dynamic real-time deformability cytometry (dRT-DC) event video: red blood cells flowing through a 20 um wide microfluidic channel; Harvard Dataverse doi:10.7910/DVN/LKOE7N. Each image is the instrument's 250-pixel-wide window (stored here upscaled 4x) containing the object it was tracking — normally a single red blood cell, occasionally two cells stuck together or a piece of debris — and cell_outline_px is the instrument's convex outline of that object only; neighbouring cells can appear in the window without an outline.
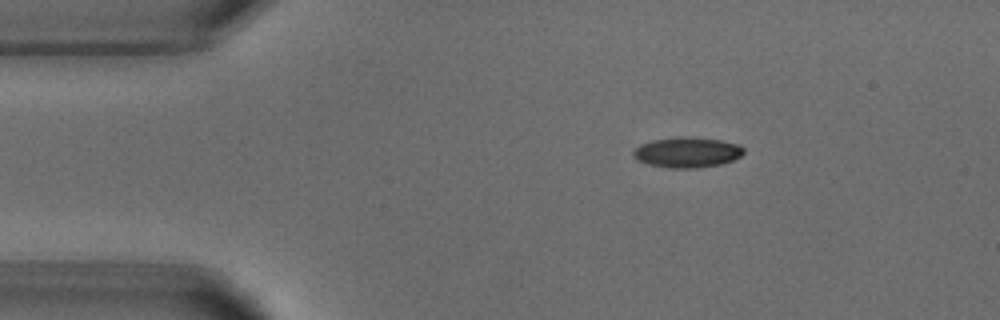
{"species": "common noctule bat (a hibernating species)", "species_latin": "Nyctalus noctula", "temperature_condition": "warm", "stored_images_in_passage": 5, "camera_frame_rate_fps": 3000, "um_per_image_px": 0.085, "animal": {"sex": "male", "body_mass_g": 18.8}, "frame": {"image": 1, "passage_image": 1, "time_ms": 0.0, "image_size_px": [1000, 320], "cell_outline_px": [[744, 152], [740, 156], [732, 160], [720, 164], [696, 168], [672, 168], [648, 164], [636, 160], [632, 156], [632, 152], [640, 144], [652, 140], [676, 136], [684, 136], [720, 140], [740, 144], [744, 148]], "centroid_in_image_um": [58.38, 12.94], "position_along_channel_um": 26.6, "area_um2": 19.65}}
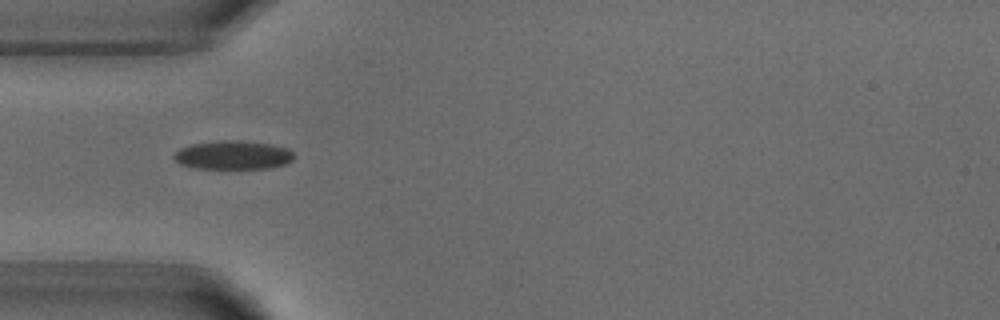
{"frame": {"image": 2, "passage_image": 3, "time_ms": 2.333, "image_size_px": [1000, 320], "cell_outline_px": [[296, 156], [292, 160], [284, 164], [268, 168], [196, 168], [180, 164], [172, 156], [180, 148], [192, 144], [220, 140], [236, 140], [272, 144], [288, 148]], "centroid_in_image_um": [19.82, 13.17], "position_along_channel_um": 65.2, "area_um2": 20.0}}
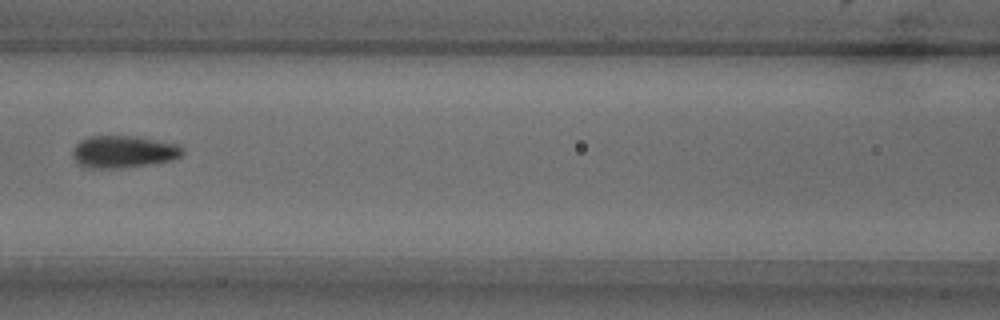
{"frame": {"image": 3, "passage_image": 5, "time_ms": 4.667, "image_size_px": [1000, 320], "cell_outline_px": [[184, 152], [180, 156], [172, 160], [148, 164], [120, 168], [88, 168], [76, 164], [72, 156], [72, 148], [80, 140], [88, 136], [136, 136], [180, 144], [184, 148]], "centroid_in_image_um": [10.47, 12.89], "position_along_channel_um": 156.1, "area_um2": 20.92}}